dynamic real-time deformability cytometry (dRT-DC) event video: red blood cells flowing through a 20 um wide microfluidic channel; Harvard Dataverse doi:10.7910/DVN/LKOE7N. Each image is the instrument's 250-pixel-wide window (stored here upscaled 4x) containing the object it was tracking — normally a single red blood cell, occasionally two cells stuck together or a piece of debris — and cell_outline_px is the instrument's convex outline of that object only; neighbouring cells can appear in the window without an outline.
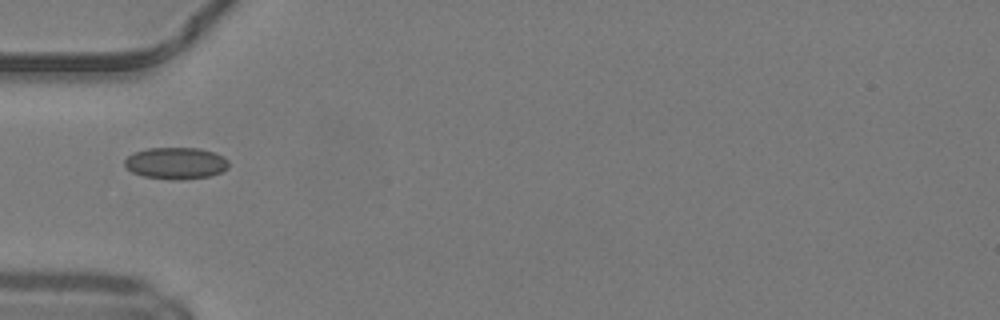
{"species": "common noctule bat (a hibernating species)", "species_latin": "Nyctalus noctula", "temperature_condition": "warm", "stored_images_in_passage": 34, "camera_frame_rate_fps": 3000, "um_per_image_px": 0.085, "animal": {"sex": "male", "body_mass_g": 19.2, "forearm_length_mm": 51.8}, "frame": {"image": 1, "passage_image": 1, "time_ms": 0.0, "image_size_px": [1000, 320], "cell_outline_px": [[228, 168], [224, 172], [208, 176], [180, 180], [172, 180], [144, 176], [132, 172], [124, 168], [124, 160], [132, 152], [148, 148], [200, 148], [224, 156], [228, 160]], "centroid_in_image_um": [14.94, 13.87], "position_along_channel_um": 70.1, "area_um2": 19.48}}
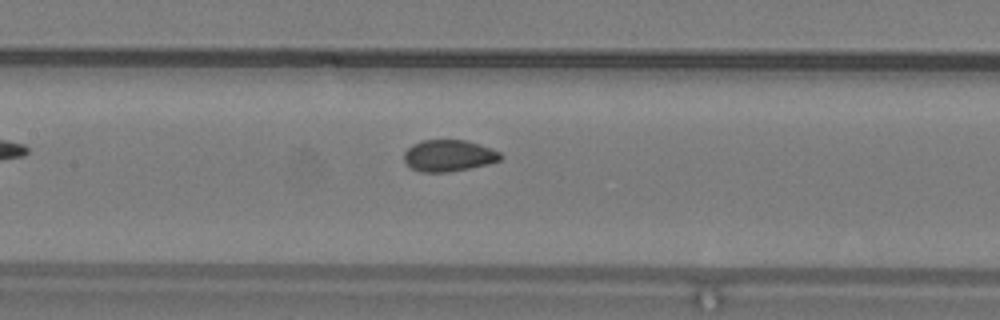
{"frame": {"image": 2, "passage_image": 8, "time_ms": 2.333, "image_size_px": [1000, 320], "cell_outline_px": [[504, 156], [500, 160], [488, 164], [448, 172], [420, 172], [412, 168], [404, 160], [404, 152], [412, 144], [420, 140], [464, 140], [480, 144], [500, 152]], "centroid_in_image_um": [38.14, 13.22], "position_along_channel_um": 169.3, "area_um2": 17.74}}
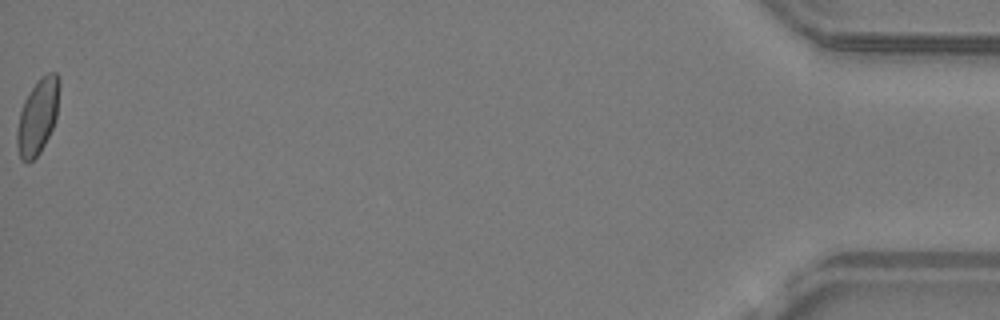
{"frame": {"image": 3, "passage_image": 34, "time_ms": 11.0, "image_size_px": [1000, 320], "cell_outline_px": [[60, 84], [56, 120], [40, 152], [28, 164], [20, 160], [16, 144], [16, 132], [20, 112], [24, 100], [40, 76], [48, 72], [56, 72], [60, 76]], "centroid_in_image_um": [3.2, 9.89], "position_along_channel_um": 432.0, "area_um2": 18.79}, "authors_computed_cell_mechanics": {"area_um2": 18.0914, "velocity_mm_per_s": 4.2045, "shape_relaxation_time_tau1_ms": 6.0444, "shape_relaxation_time_tau2_ms": null, "deformation_change_tau1": 0.1158, "deformation_change_tau2": null}}